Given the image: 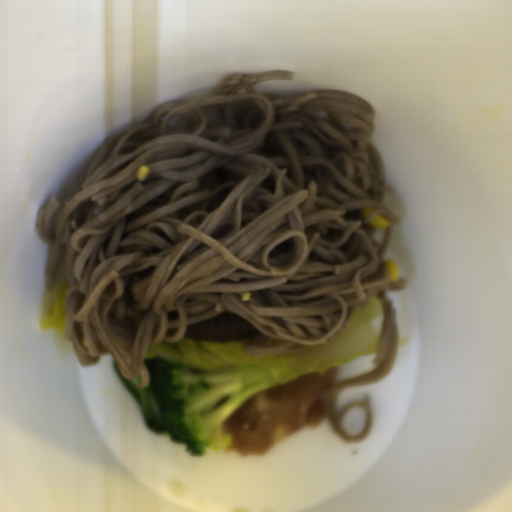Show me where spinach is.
<instances>
[{
	"label": "spinach",
	"mask_w": 512,
	"mask_h": 512,
	"mask_svg": "<svg viewBox=\"0 0 512 512\" xmlns=\"http://www.w3.org/2000/svg\"><path fill=\"white\" fill-rule=\"evenodd\" d=\"M114 369L128 393L138 403L145 426L152 433L170 434L164 423L163 408L148 380V385L141 387V376L139 372L131 379L124 378L122 371L116 362L112 359Z\"/></svg>",
	"instance_id": "spinach-1"
}]
</instances>
